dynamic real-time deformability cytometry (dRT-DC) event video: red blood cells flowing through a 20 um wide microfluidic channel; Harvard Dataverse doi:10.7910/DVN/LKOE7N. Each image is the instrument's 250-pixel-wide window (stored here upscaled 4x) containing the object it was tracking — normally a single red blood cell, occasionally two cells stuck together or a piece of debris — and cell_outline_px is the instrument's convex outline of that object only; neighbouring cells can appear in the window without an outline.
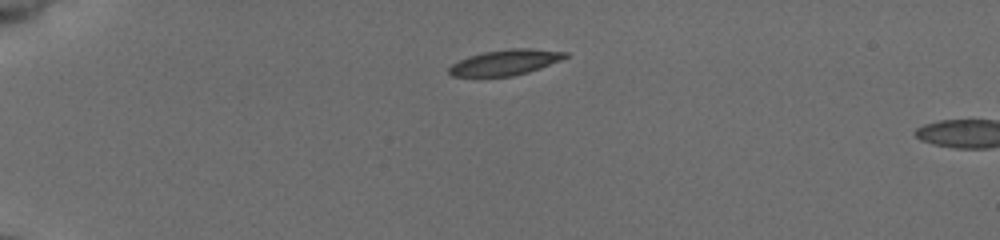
{"species": "common noctule bat (a hibernating species)", "species_latin": "Nyctalus noctula", "temperature_condition": "cold", "stored_images_in_passage": 4, "camera_frame_rate_fps": 3000, "um_per_image_px": 0.085, "animal": {"sex": "female", "body_mass_g": 19.5, "forearm_length_mm": 54.1}, "frame": {"image": 1, "passage_image": 1, "time_ms": 0.0, "image_size_px": [1000, 240], "cell_outline_px": [[568, 56], [560, 60], [540, 68], [528, 72], [512, 76], [452, 76], [448, 72], [448, 68], [452, 64], [468, 56], [484, 52], [512, 48], [528, 48], [568, 52]], "centroid_in_image_um": [42.95, 5.3], "position_along_channel_um": 42.1, "area_um2": 17.11}}